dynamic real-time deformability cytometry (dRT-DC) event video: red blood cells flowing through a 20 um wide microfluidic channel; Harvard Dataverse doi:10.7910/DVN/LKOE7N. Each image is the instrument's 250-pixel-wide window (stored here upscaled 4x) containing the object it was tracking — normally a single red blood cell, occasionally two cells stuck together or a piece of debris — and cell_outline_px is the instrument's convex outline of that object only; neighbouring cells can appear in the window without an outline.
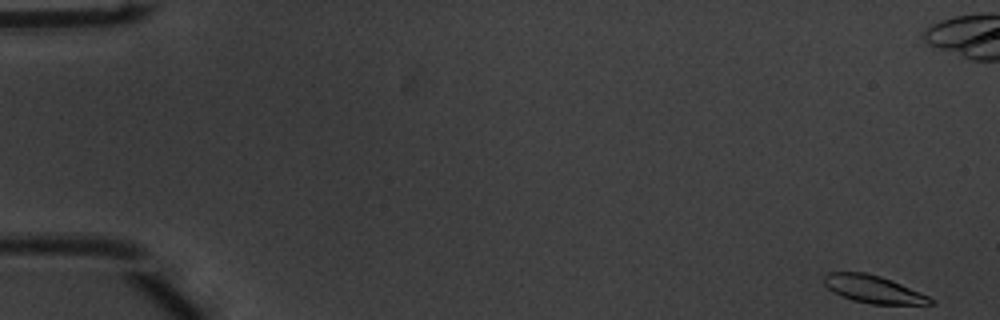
{"species": "common noctule bat (a hibernating species)", "species_latin": "Nyctalus noctula", "temperature_condition": "warm", "stored_images_in_passage": 53, "camera_frame_rate_fps": 3000, "um_per_image_px": 0.085, "animal": {"sex": "male", "body_mass_g": 20.1, "forearm_length_mm": 53.5}, "frame": {"image": 1, "passage_image": 1, "time_ms": 0.0, "image_size_px": [1000, 320], "cell_outline_px": [[936, 304], [872, 304], [852, 300], [832, 292], [824, 284], [824, 276], [828, 272], [864, 272], [880, 276], [892, 280], [920, 292], [936, 300]], "centroid_in_image_um": [74.24, 24.58], "position_along_channel_um": 10.8, "area_um2": 17.11}, "authors_computed_cell_mechanics": {"area_um2": 17.8602, "velocity_mm_per_s": 3.8251, "shape_relaxation_time_tau1_ms": 3.9671, "shape_relaxation_time_tau2_ms": null, "deformation_change_tau1": 0.1933, "deformation_change_tau2": null}}